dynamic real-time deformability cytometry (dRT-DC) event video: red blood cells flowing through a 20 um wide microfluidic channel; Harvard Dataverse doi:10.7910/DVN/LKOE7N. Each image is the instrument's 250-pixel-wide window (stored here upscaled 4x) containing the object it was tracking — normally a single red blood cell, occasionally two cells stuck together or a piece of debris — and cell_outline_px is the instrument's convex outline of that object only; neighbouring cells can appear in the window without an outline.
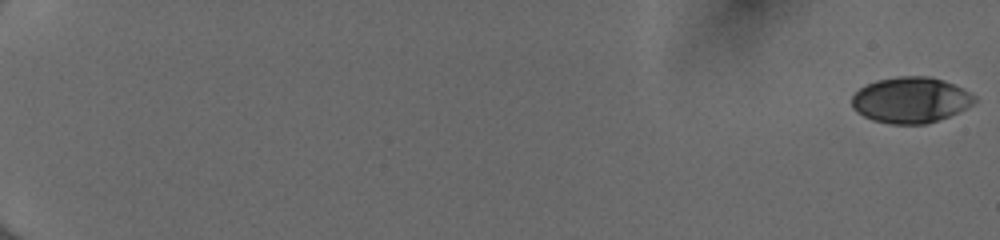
{"species": "human", "species_latin": "Homo sapiens", "temperature_condition": "cold", "stored_images_in_passage": 51, "camera_frame_rate_fps": 3000, "um_per_image_px": 0.085, "donor": {"sex": "female"}, "frame": {"image": 1, "passage_image": 1, "time_ms": 0.0, "image_size_px": [1000, 240], "cell_outline_px": [[976, 100], [972, 104], [948, 116], [924, 124], [892, 124], [872, 120], [856, 112], [852, 108], [852, 96], [860, 88], [876, 80], [896, 76], [932, 76], [944, 80], [976, 96]], "centroid_in_image_um": [77.36, 8.49], "position_along_channel_um": 7.6, "area_um2": 32.54}}
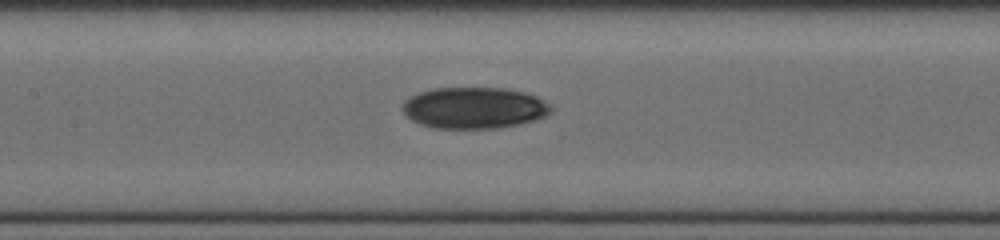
{"frame": {"image": 2, "passage_image": 30, "time_ms": 9.667, "image_size_px": [1000, 240], "cell_outline_px": [[552, 108], [544, 116], [520, 124], [496, 128], [432, 128], [420, 124], [412, 120], [400, 108], [404, 100], [420, 92], [432, 88], [504, 88], [524, 92], [536, 96], [552, 104]], "centroid_in_image_um": [40.28, 9.16], "position_along_channel_um": 167.1, "area_um2": 35.78}}
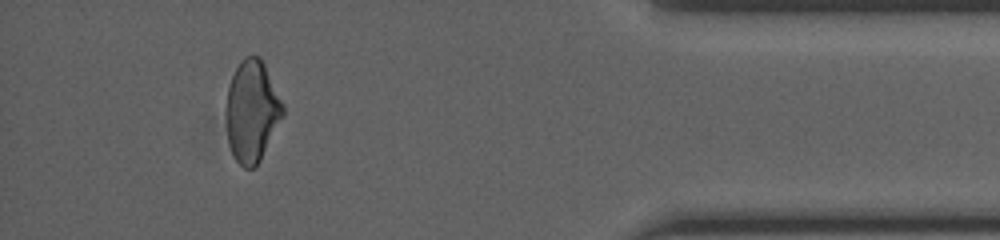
{"frame": {"image": 3, "passage_image": 51, "time_ms": 16.667, "image_size_px": [1000, 240], "cell_outline_px": [[284, 116], [260, 160], [252, 168], [244, 168], [236, 160], [228, 144], [228, 88], [232, 76], [240, 60], [244, 56], [260, 56], [284, 104]], "centroid_in_image_um": [21.45, 9.44], "position_along_channel_um": 413.7, "area_um2": 33.06}, "authors_computed_cell_mechanics": {"area_um2": 33.7552, "velocity_mm_per_s": 4.0486, "shape_relaxation_time_tau1_ms": null, "shape_relaxation_time_tau2_ms": 5.2653, "deformation_change_tau1": null, "deformation_change_tau2": 0.1007}}